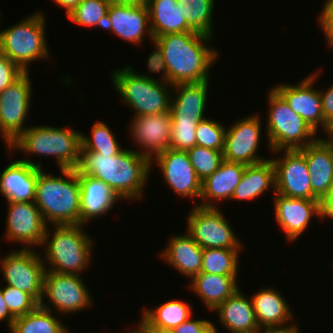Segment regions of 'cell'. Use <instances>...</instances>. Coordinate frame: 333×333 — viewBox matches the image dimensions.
Listing matches in <instances>:
<instances>
[{"mask_svg": "<svg viewBox=\"0 0 333 333\" xmlns=\"http://www.w3.org/2000/svg\"><path fill=\"white\" fill-rule=\"evenodd\" d=\"M322 71L320 68L319 71H313L298 82V84L280 83L274 85L272 88L316 133L323 129L322 133L325 132L326 134L331 127L324 120L321 96L319 90L314 87L315 82H317L316 79H318L317 77Z\"/></svg>", "mask_w": 333, "mask_h": 333, "instance_id": "5bb4252c", "label": "cell"}, {"mask_svg": "<svg viewBox=\"0 0 333 333\" xmlns=\"http://www.w3.org/2000/svg\"><path fill=\"white\" fill-rule=\"evenodd\" d=\"M213 312L218 314L219 324L229 333H256L261 330L251 298L242 293L241 288Z\"/></svg>", "mask_w": 333, "mask_h": 333, "instance_id": "83f0119b", "label": "cell"}, {"mask_svg": "<svg viewBox=\"0 0 333 333\" xmlns=\"http://www.w3.org/2000/svg\"><path fill=\"white\" fill-rule=\"evenodd\" d=\"M268 114L265 135L268 150H300L321 134H317L286 101L271 87L268 91Z\"/></svg>", "mask_w": 333, "mask_h": 333, "instance_id": "ba28073f", "label": "cell"}, {"mask_svg": "<svg viewBox=\"0 0 333 333\" xmlns=\"http://www.w3.org/2000/svg\"><path fill=\"white\" fill-rule=\"evenodd\" d=\"M244 164L223 160L219 168L202 181L200 203L202 207H215L222 201H230L245 171ZM219 202V203H218Z\"/></svg>", "mask_w": 333, "mask_h": 333, "instance_id": "d4e9b609", "label": "cell"}, {"mask_svg": "<svg viewBox=\"0 0 333 333\" xmlns=\"http://www.w3.org/2000/svg\"><path fill=\"white\" fill-rule=\"evenodd\" d=\"M226 126L218 120L205 118L196 127V145L218 151L224 150Z\"/></svg>", "mask_w": 333, "mask_h": 333, "instance_id": "f35d334b", "label": "cell"}, {"mask_svg": "<svg viewBox=\"0 0 333 333\" xmlns=\"http://www.w3.org/2000/svg\"><path fill=\"white\" fill-rule=\"evenodd\" d=\"M197 123H171L169 148L187 151L196 146Z\"/></svg>", "mask_w": 333, "mask_h": 333, "instance_id": "60d3db41", "label": "cell"}, {"mask_svg": "<svg viewBox=\"0 0 333 333\" xmlns=\"http://www.w3.org/2000/svg\"><path fill=\"white\" fill-rule=\"evenodd\" d=\"M173 85L170 103L171 123H199L205 118L209 82ZM178 92V93H177Z\"/></svg>", "mask_w": 333, "mask_h": 333, "instance_id": "603a6c76", "label": "cell"}, {"mask_svg": "<svg viewBox=\"0 0 333 333\" xmlns=\"http://www.w3.org/2000/svg\"><path fill=\"white\" fill-rule=\"evenodd\" d=\"M90 130V135L81 131L80 152L106 153L113 156L124 150L122 144H119L115 134H113L107 123L103 121L95 122Z\"/></svg>", "mask_w": 333, "mask_h": 333, "instance_id": "d590c367", "label": "cell"}, {"mask_svg": "<svg viewBox=\"0 0 333 333\" xmlns=\"http://www.w3.org/2000/svg\"><path fill=\"white\" fill-rule=\"evenodd\" d=\"M262 333H301L298 324H291L284 327L265 328L260 330Z\"/></svg>", "mask_w": 333, "mask_h": 333, "instance_id": "681fc988", "label": "cell"}, {"mask_svg": "<svg viewBox=\"0 0 333 333\" xmlns=\"http://www.w3.org/2000/svg\"><path fill=\"white\" fill-rule=\"evenodd\" d=\"M177 4L183 6L182 15L194 31L214 37L215 0H177Z\"/></svg>", "mask_w": 333, "mask_h": 333, "instance_id": "e575fe53", "label": "cell"}, {"mask_svg": "<svg viewBox=\"0 0 333 333\" xmlns=\"http://www.w3.org/2000/svg\"><path fill=\"white\" fill-rule=\"evenodd\" d=\"M65 127H54L53 124L28 126L7 147L8 152L19 149L28 156H50L56 159L58 170L76 169L80 160L81 132L70 125Z\"/></svg>", "mask_w": 333, "mask_h": 333, "instance_id": "8992f818", "label": "cell"}, {"mask_svg": "<svg viewBox=\"0 0 333 333\" xmlns=\"http://www.w3.org/2000/svg\"><path fill=\"white\" fill-rule=\"evenodd\" d=\"M49 227L50 225L46 228L42 242L43 250L45 249L42 260L46 271L83 275L92 264L95 247L94 239L85 231V226L78 224Z\"/></svg>", "mask_w": 333, "mask_h": 333, "instance_id": "277c9868", "label": "cell"}, {"mask_svg": "<svg viewBox=\"0 0 333 333\" xmlns=\"http://www.w3.org/2000/svg\"><path fill=\"white\" fill-rule=\"evenodd\" d=\"M192 315L187 321L175 327L174 333H218V328L208 319H194Z\"/></svg>", "mask_w": 333, "mask_h": 333, "instance_id": "ee69618b", "label": "cell"}, {"mask_svg": "<svg viewBox=\"0 0 333 333\" xmlns=\"http://www.w3.org/2000/svg\"><path fill=\"white\" fill-rule=\"evenodd\" d=\"M128 333H137V332L135 330H133V328H132V330Z\"/></svg>", "mask_w": 333, "mask_h": 333, "instance_id": "9f6ffc18", "label": "cell"}, {"mask_svg": "<svg viewBox=\"0 0 333 333\" xmlns=\"http://www.w3.org/2000/svg\"><path fill=\"white\" fill-rule=\"evenodd\" d=\"M19 249V250H18ZM13 249L0 257V269L5 285L30 294L38 303L43 295L46 272L42 254L35 249Z\"/></svg>", "mask_w": 333, "mask_h": 333, "instance_id": "8fae6325", "label": "cell"}, {"mask_svg": "<svg viewBox=\"0 0 333 333\" xmlns=\"http://www.w3.org/2000/svg\"><path fill=\"white\" fill-rule=\"evenodd\" d=\"M3 298L8 306L9 312L15 317L23 316L33 311L39 303L28 293L21 291L13 286H1Z\"/></svg>", "mask_w": 333, "mask_h": 333, "instance_id": "ab89813d", "label": "cell"}, {"mask_svg": "<svg viewBox=\"0 0 333 333\" xmlns=\"http://www.w3.org/2000/svg\"><path fill=\"white\" fill-rule=\"evenodd\" d=\"M93 300L82 276L54 271L45 272L43 295L39 303L42 308L66 316L91 308Z\"/></svg>", "mask_w": 333, "mask_h": 333, "instance_id": "30bf717a", "label": "cell"}, {"mask_svg": "<svg viewBox=\"0 0 333 333\" xmlns=\"http://www.w3.org/2000/svg\"><path fill=\"white\" fill-rule=\"evenodd\" d=\"M78 179L80 183V224L87 226L92 219L107 215L121 198L100 179L87 174H78Z\"/></svg>", "mask_w": 333, "mask_h": 333, "instance_id": "cb8c5ba5", "label": "cell"}, {"mask_svg": "<svg viewBox=\"0 0 333 333\" xmlns=\"http://www.w3.org/2000/svg\"><path fill=\"white\" fill-rule=\"evenodd\" d=\"M242 250V251H241ZM244 249H203L201 272L223 276H238L239 253Z\"/></svg>", "mask_w": 333, "mask_h": 333, "instance_id": "836d02e7", "label": "cell"}, {"mask_svg": "<svg viewBox=\"0 0 333 333\" xmlns=\"http://www.w3.org/2000/svg\"><path fill=\"white\" fill-rule=\"evenodd\" d=\"M323 220L331 219L333 221V185L329 195L322 201Z\"/></svg>", "mask_w": 333, "mask_h": 333, "instance_id": "7dc6e473", "label": "cell"}, {"mask_svg": "<svg viewBox=\"0 0 333 333\" xmlns=\"http://www.w3.org/2000/svg\"><path fill=\"white\" fill-rule=\"evenodd\" d=\"M154 165L163 174L168 188L178 197L190 198L194 203L200 199L202 181L197 176L187 151L168 148L151 161V169Z\"/></svg>", "mask_w": 333, "mask_h": 333, "instance_id": "2e32d148", "label": "cell"}, {"mask_svg": "<svg viewBox=\"0 0 333 333\" xmlns=\"http://www.w3.org/2000/svg\"><path fill=\"white\" fill-rule=\"evenodd\" d=\"M171 120L169 112L154 115H142L132 118L128 125L133 144L140 149L136 151L150 162L170 146Z\"/></svg>", "mask_w": 333, "mask_h": 333, "instance_id": "ffe728a7", "label": "cell"}, {"mask_svg": "<svg viewBox=\"0 0 333 333\" xmlns=\"http://www.w3.org/2000/svg\"><path fill=\"white\" fill-rule=\"evenodd\" d=\"M111 1H130V2H136V1H144V0H111Z\"/></svg>", "mask_w": 333, "mask_h": 333, "instance_id": "db71d44e", "label": "cell"}, {"mask_svg": "<svg viewBox=\"0 0 333 333\" xmlns=\"http://www.w3.org/2000/svg\"><path fill=\"white\" fill-rule=\"evenodd\" d=\"M184 234L171 235L167 245L159 253L160 259L173 267L182 277L192 279L201 272L203 248L184 231ZM176 235V236H175Z\"/></svg>", "mask_w": 333, "mask_h": 333, "instance_id": "484cf974", "label": "cell"}, {"mask_svg": "<svg viewBox=\"0 0 333 333\" xmlns=\"http://www.w3.org/2000/svg\"><path fill=\"white\" fill-rule=\"evenodd\" d=\"M237 280V276L200 272L188 282L187 288L200 297L204 306L212 313L240 288Z\"/></svg>", "mask_w": 333, "mask_h": 333, "instance_id": "f1b7e54d", "label": "cell"}, {"mask_svg": "<svg viewBox=\"0 0 333 333\" xmlns=\"http://www.w3.org/2000/svg\"><path fill=\"white\" fill-rule=\"evenodd\" d=\"M261 122L260 114L255 112L226 127L223 159L246 166L270 159L258 155L263 136Z\"/></svg>", "mask_w": 333, "mask_h": 333, "instance_id": "4fadbf2b", "label": "cell"}, {"mask_svg": "<svg viewBox=\"0 0 333 333\" xmlns=\"http://www.w3.org/2000/svg\"><path fill=\"white\" fill-rule=\"evenodd\" d=\"M5 239L22 249L42 248L47 224L35 202H7Z\"/></svg>", "mask_w": 333, "mask_h": 333, "instance_id": "e0dca14e", "label": "cell"}, {"mask_svg": "<svg viewBox=\"0 0 333 333\" xmlns=\"http://www.w3.org/2000/svg\"><path fill=\"white\" fill-rule=\"evenodd\" d=\"M42 162L15 159L0 173V193L7 202H35L36 183Z\"/></svg>", "mask_w": 333, "mask_h": 333, "instance_id": "44dd1931", "label": "cell"}, {"mask_svg": "<svg viewBox=\"0 0 333 333\" xmlns=\"http://www.w3.org/2000/svg\"><path fill=\"white\" fill-rule=\"evenodd\" d=\"M54 3L65 9L67 16L77 7L82 0H53Z\"/></svg>", "mask_w": 333, "mask_h": 333, "instance_id": "f907efd6", "label": "cell"}, {"mask_svg": "<svg viewBox=\"0 0 333 333\" xmlns=\"http://www.w3.org/2000/svg\"><path fill=\"white\" fill-rule=\"evenodd\" d=\"M322 103V112L325 122L333 125V83L324 91L319 89Z\"/></svg>", "mask_w": 333, "mask_h": 333, "instance_id": "f6af8a7d", "label": "cell"}, {"mask_svg": "<svg viewBox=\"0 0 333 333\" xmlns=\"http://www.w3.org/2000/svg\"><path fill=\"white\" fill-rule=\"evenodd\" d=\"M78 174H87L109 185L125 202L141 200L151 173V162L135 149L117 155L80 152Z\"/></svg>", "mask_w": 333, "mask_h": 333, "instance_id": "7a4b0ae2", "label": "cell"}, {"mask_svg": "<svg viewBox=\"0 0 333 333\" xmlns=\"http://www.w3.org/2000/svg\"><path fill=\"white\" fill-rule=\"evenodd\" d=\"M260 329L284 327L293 324L294 315L282 293L270 287L261 288L250 296ZM291 322V323H290ZM288 324V325H287Z\"/></svg>", "mask_w": 333, "mask_h": 333, "instance_id": "4316f807", "label": "cell"}, {"mask_svg": "<svg viewBox=\"0 0 333 333\" xmlns=\"http://www.w3.org/2000/svg\"><path fill=\"white\" fill-rule=\"evenodd\" d=\"M46 22L45 14L38 10L18 23L0 29V53L23 72H30L29 65L33 62L49 60L51 52L46 38Z\"/></svg>", "mask_w": 333, "mask_h": 333, "instance_id": "52a82bcc", "label": "cell"}, {"mask_svg": "<svg viewBox=\"0 0 333 333\" xmlns=\"http://www.w3.org/2000/svg\"><path fill=\"white\" fill-rule=\"evenodd\" d=\"M132 67L126 65L122 69H114L110 76L115 91L121 97V102L132 110V116L169 112L173 85L161 76H158V78L150 76L151 73L154 74L155 72L147 64V74L146 72L139 73Z\"/></svg>", "mask_w": 333, "mask_h": 333, "instance_id": "5b68a950", "label": "cell"}, {"mask_svg": "<svg viewBox=\"0 0 333 333\" xmlns=\"http://www.w3.org/2000/svg\"><path fill=\"white\" fill-rule=\"evenodd\" d=\"M23 73L12 60L0 53V93Z\"/></svg>", "mask_w": 333, "mask_h": 333, "instance_id": "b9f144b4", "label": "cell"}, {"mask_svg": "<svg viewBox=\"0 0 333 333\" xmlns=\"http://www.w3.org/2000/svg\"><path fill=\"white\" fill-rule=\"evenodd\" d=\"M274 220L280 230L283 229L285 238L290 243L295 242L307 231L312 216L323 221L322 202L320 200L289 198L278 193L273 197Z\"/></svg>", "mask_w": 333, "mask_h": 333, "instance_id": "d6986e66", "label": "cell"}, {"mask_svg": "<svg viewBox=\"0 0 333 333\" xmlns=\"http://www.w3.org/2000/svg\"><path fill=\"white\" fill-rule=\"evenodd\" d=\"M189 159L201 181L214 173L223 159V151L194 146L187 150Z\"/></svg>", "mask_w": 333, "mask_h": 333, "instance_id": "74e56055", "label": "cell"}, {"mask_svg": "<svg viewBox=\"0 0 333 333\" xmlns=\"http://www.w3.org/2000/svg\"><path fill=\"white\" fill-rule=\"evenodd\" d=\"M38 305L33 311L14 319L10 333H63L66 325L59 315ZM57 316V317H56Z\"/></svg>", "mask_w": 333, "mask_h": 333, "instance_id": "d6a6232c", "label": "cell"}, {"mask_svg": "<svg viewBox=\"0 0 333 333\" xmlns=\"http://www.w3.org/2000/svg\"><path fill=\"white\" fill-rule=\"evenodd\" d=\"M299 151L305 156L310 173L312 200L322 202L333 185V148L323 134Z\"/></svg>", "mask_w": 333, "mask_h": 333, "instance_id": "7402d4cb", "label": "cell"}, {"mask_svg": "<svg viewBox=\"0 0 333 333\" xmlns=\"http://www.w3.org/2000/svg\"><path fill=\"white\" fill-rule=\"evenodd\" d=\"M29 73L24 72L0 93V135L7 147L28 129L24 123L33 94Z\"/></svg>", "mask_w": 333, "mask_h": 333, "instance_id": "7c38bea8", "label": "cell"}, {"mask_svg": "<svg viewBox=\"0 0 333 333\" xmlns=\"http://www.w3.org/2000/svg\"><path fill=\"white\" fill-rule=\"evenodd\" d=\"M104 29L111 30L109 32L136 46H141L145 37L152 43L154 41L144 1H112L107 11Z\"/></svg>", "mask_w": 333, "mask_h": 333, "instance_id": "9a60e30c", "label": "cell"}, {"mask_svg": "<svg viewBox=\"0 0 333 333\" xmlns=\"http://www.w3.org/2000/svg\"><path fill=\"white\" fill-rule=\"evenodd\" d=\"M275 189V169L271 159L264 162L245 166V171L239 184L236 186L230 200L251 201L262 197L264 192Z\"/></svg>", "mask_w": 333, "mask_h": 333, "instance_id": "4dcf8cb0", "label": "cell"}, {"mask_svg": "<svg viewBox=\"0 0 333 333\" xmlns=\"http://www.w3.org/2000/svg\"><path fill=\"white\" fill-rule=\"evenodd\" d=\"M333 148V138H325Z\"/></svg>", "mask_w": 333, "mask_h": 333, "instance_id": "f5cc1de1", "label": "cell"}, {"mask_svg": "<svg viewBox=\"0 0 333 333\" xmlns=\"http://www.w3.org/2000/svg\"><path fill=\"white\" fill-rule=\"evenodd\" d=\"M212 38L197 31L161 35L154 38L155 50L146 63L171 85L208 81L219 58L216 48L209 46Z\"/></svg>", "mask_w": 333, "mask_h": 333, "instance_id": "6da1fadb", "label": "cell"}, {"mask_svg": "<svg viewBox=\"0 0 333 333\" xmlns=\"http://www.w3.org/2000/svg\"><path fill=\"white\" fill-rule=\"evenodd\" d=\"M15 317L9 312L8 306L3 298L2 291L0 290V322H6L7 328L10 330Z\"/></svg>", "mask_w": 333, "mask_h": 333, "instance_id": "bcb514c9", "label": "cell"}, {"mask_svg": "<svg viewBox=\"0 0 333 333\" xmlns=\"http://www.w3.org/2000/svg\"><path fill=\"white\" fill-rule=\"evenodd\" d=\"M193 309L189 303L183 300L170 299L152 309L143 308L137 325H156L162 328L174 329L194 315Z\"/></svg>", "mask_w": 333, "mask_h": 333, "instance_id": "1f68e13d", "label": "cell"}, {"mask_svg": "<svg viewBox=\"0 0 333 333\" xmlns=\"http://www.w3.org/2000/svg\"><path fill=\"white\" fill-rule=\"evenodd\" d=\"M328 136V137H327ZM324 138H333V125L331 128L328 130Z\"/></svg>", "mask_w": 333, "mask_h": 333, "instance_id": "816d5d0a", "label": "cell"}, {"mask_svg": "<svg viewBox=\"0 0 333 333\" xmlns=\"http://www.w3.org/2000/svg\"><path fill=\"white\" fill-rule=\"evenodd\" d=\"M59 175L39 168L35 204L47 225L80 224V183L76 169H59Z\"/></svg>", "mask_w": 333, "mask_h": 333, "instance_id": "3957f363", "label": "cell"}, {"mask_svg": "<svg viewBox=\"0 0 333 333\" xmlns=\"http://www.w3.org/2000/svg\"><path fill=\"white\" fill-rule=\"evenodd\" d=\"M220 208L194 205L186 217V232L203 249H244Z\"/></svg>", "mask_w": 333, "mask_h": 333, "instance_id": "9c48e42d", "label": "cell"}, {"mask_svg": "<svg viewBox=\"0 0 333 333\" xmlns=\"http://www.w3.org/2000/svg\"><path fill=\"white\" fill-rule=\"evenodd\" d=\"M271 153L277 155L276 158H270L275 169L276 193L289 198L312 199L310 173L305 156L299 150Z\"/></svg>", "mask_w": 333, "mask_h": 333, "instance_id": "ac0fdd59", "label": "cell"}, {"mask_svg": "<svg viewBox=\"0 0 333 333\" xmlns=\"http://www.w3.org/2000/svg\"><path fill=\"white\" fill-rule=\"evenodd\" d=\"M68 327L66 326L65 329L63 330V333H70L71 330L67 329ZM91 333V332H90ZM95 333V332H94Z\"/></svg>", "mask_w": 333, "mask_h": 333, "instance_id": "11a10c76", "label": "cell"}, {"mask_svg": "<svg viewBox=\"0 0 333 333\" xmlns=\"http://www.w3.org/2000/svg\"><path fill=\"white\" fill-rule=\"evenodd\" d=\"M317 24L324 32L327 47L333 48V0H324L322 11L319 12Z\"/></svg>", "mask_w": 333, "mask_h": 333, "instance_id": "7bdbcfd3", "label": "cell"}, {"mask_svg": "<svg viewBox=\"0 0 333 333\" xmlns=\"http://www.w3.org/2000/svg\"><path fill=\"white\" fill-rule=\"evenodd\" d=\"M111 2V0H82L67 18L82 27L104 29Z\"/></svg>", "mask_w": 333, "mask_h": 333, "instance_id": "8d00e7d4", "label": "cell"}, {"mask_svg": "<svg viewBox=\"0 0 333 333\" xmlns=\"http://www.w3.org/2000/svg\"><path fill=\"white\" fill-rule=\"evenodd\" d=\"M133 329L137 333H174L173 329L162 328L156 325H135Z\"/></svg>", "mask_w": 333, "mask_h": 333, "instance_id": "c3c4849f", "label": "cell"}, {"mask_svg": "<svg viewBox=\"0 0 333 333\" xmlns=\"http://www.w3.org/2000/svg\"><path fill=\"white\" fill-rule=\"evenodd\" d=\"M150 19L153 38L161 35L195 32L182 15L177 0H144Z\"/></svg>", "mask_w": 333, "mask_h": 333, "instance_id": "f546056e", "label": "cell"}]
</instances>
